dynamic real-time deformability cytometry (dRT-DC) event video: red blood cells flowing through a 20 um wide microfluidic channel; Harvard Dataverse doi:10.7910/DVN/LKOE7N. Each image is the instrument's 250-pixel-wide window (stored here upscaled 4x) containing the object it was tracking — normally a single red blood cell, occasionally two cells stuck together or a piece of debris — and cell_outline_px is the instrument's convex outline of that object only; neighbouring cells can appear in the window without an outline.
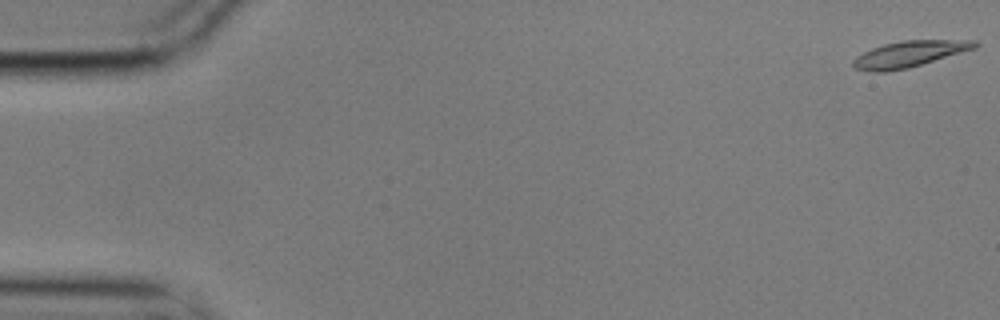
{"species": "common noctule bat (a hibernating species)", "species_latin": "Nyctalus noctula", "temperature_condition": "cold", "stored_images_in_passage": 11, "camera_frame_rate_fps": 3000, "um_per_image_px": 0.085, "animal": {"sex": "male", "body_mass_g": 17.9}, "frame": {"image": 1, "passage_image": 1, "time_ms": 0.0, "image_size_px": [1000, 320], "cell_outline_px": [[980, 44], [976, 48], [908, 68], [884, 72], [876, 72], [852, 68], [852, 60], [856, 56], [872, 48], [884, 44], [904, 40], [976, 40]], "centroid_in_image_um": [77.28, 4.59], "position_along_channel_um": 7.7, "area_um2": 18.5}}